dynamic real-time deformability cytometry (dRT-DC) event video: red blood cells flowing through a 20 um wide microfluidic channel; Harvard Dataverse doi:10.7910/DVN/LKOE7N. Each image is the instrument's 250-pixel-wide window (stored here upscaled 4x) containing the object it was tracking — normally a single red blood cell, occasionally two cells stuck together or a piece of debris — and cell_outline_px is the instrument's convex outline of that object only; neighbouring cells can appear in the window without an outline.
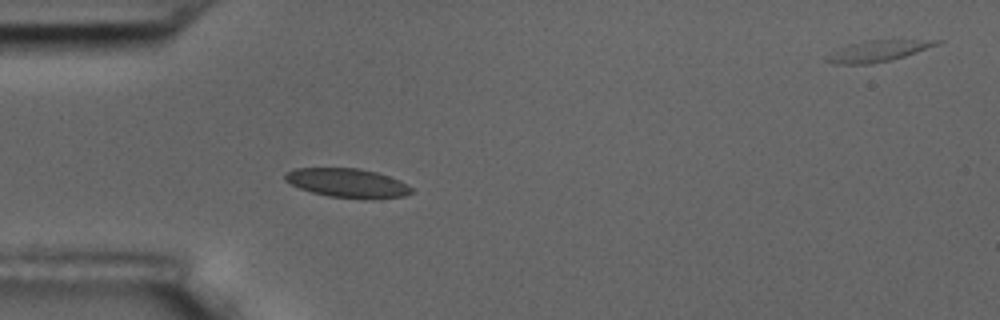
{"species": "common noctule bat (a hibernating species)", "species_latin": "Nyctalus noctula", "temperature_condition": "room temperature", "stored_images_in_passage": 4, "camera_frame_rate_fps": 3000, "um_per_image_px": 0.085, "animal": {"sex": "male", "body_mass_g": 17.5, "forearm_length_mm": 52.3}, "frame": {"image": 1, "passage_image": 3, "time_ms": 2.333, "image_size_px": [1000, 320], "cell_outline_px": [[412, 192], [404, 196], [328, 196], [312, 192], [300, 188], [284, 180], [284, 176], [288, 172], [296, 168], [356, 168], [376, 172], [388, 176], [412, 188]], "centroid_in_image_um": [29.43, 15.5], "position_along_channel_um": 55.6, "area_um2": 20.11}}